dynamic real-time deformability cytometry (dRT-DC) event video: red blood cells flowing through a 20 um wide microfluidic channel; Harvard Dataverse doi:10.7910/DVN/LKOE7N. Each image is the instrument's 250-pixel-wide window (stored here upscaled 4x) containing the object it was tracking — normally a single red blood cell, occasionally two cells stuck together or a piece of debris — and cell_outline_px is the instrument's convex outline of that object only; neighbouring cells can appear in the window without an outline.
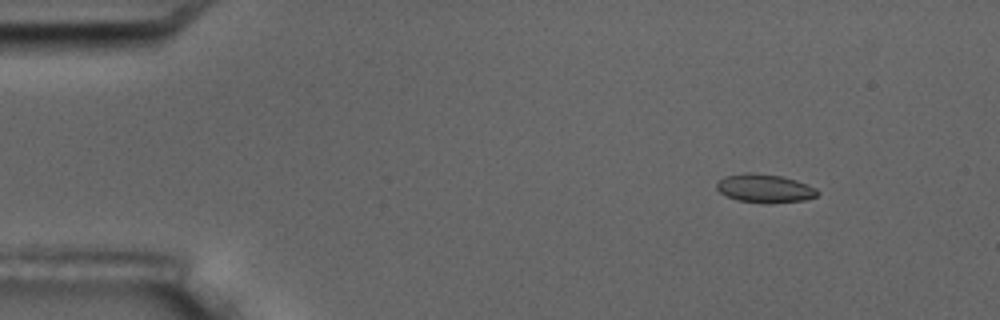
{"species": "common noctule bat (a hibernating species)", "species_latin": "Nyctalus noctula", "temperature_condition": "room temperature", "stored_images_in_passage": 7, "camera_frame_rate_fps": 3000, "um_per_image_px": 0.085, "animal": {"sex": "male", "body_mass_g": 17.5, "forearm_length_mm": 52.3}, "frame": {"image": 1, "passage_image": 3, "time_ms": 2.333, "image_size_px": [1000, 320], "cell_outline_px": [[820, 192], [816, 196], [804, 200], [768, 204], [736, 200], [720, 192], [716, 188], [716, 184], [724, 176], [748, 172], [752, 172], [780, 176], [796, 180], [816, 188]], "centroid_in_image_um": [65.0, 16.02], "position_along_channel_um": 20.0, "area_um2": 16.76}}
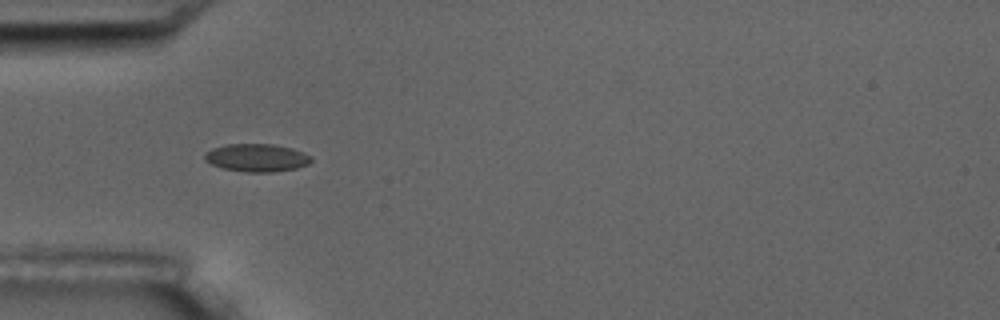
{"frame": {"image": 2, "passage_image": 6, "time_ms": 6.0, "image_size_px": [1000, 320], "cell_outline_px": [[312, 160], [308, 164], [296, 168], [272, 172], [244, 172], [224, 168], [212, 164], [204, 160], [204, 152], [212, 148], [224, 144], [276, 144], [292, 148], [304, 152], [312, 156]], "centroid_in_image_um": [21.82, 13.39], "position_along_channel_um": 63.2, "area_um2": 17.46}}